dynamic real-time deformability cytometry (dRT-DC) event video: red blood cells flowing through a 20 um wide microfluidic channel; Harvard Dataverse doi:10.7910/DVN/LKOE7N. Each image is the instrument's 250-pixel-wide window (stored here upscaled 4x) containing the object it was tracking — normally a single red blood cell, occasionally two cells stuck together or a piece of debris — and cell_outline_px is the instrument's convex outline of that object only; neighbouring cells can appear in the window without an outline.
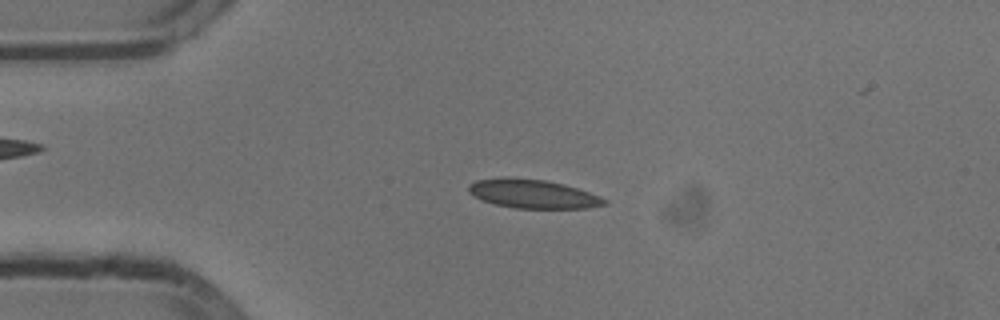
{"species": "common noctule bat (a hibernating species)", "species_latin": "Nyctalus noctula", "temperature_condition": "cold", "stored_images_in_passage": 52, "camera_frame_rate_fps": 3000, "um_per_image_px": 0.085, "animal": {"sex": "male", "body_mass_g": 13.3}, "frame": {"image": 1, "passage_image": 11, "time_ms": 3.333, "image_size_px": [1000, 320], "cell_outline_px": [[608, 204], [588, 208], [516, 208], [496, 204], [484, 200], [468, 192], [468, 184], [476, 180], [500, 176], [508, 176], [544, 180], [564, 184], [600, 196], [608, 200]], "centroid_in_image_um": [45.29, 16.46], "position_along_channel_um": 39.7, "area_um2": 22.89}}
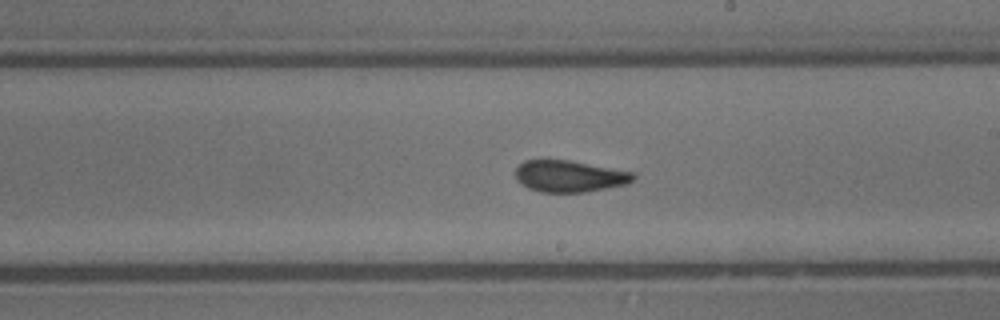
{"frame": {"image": 2, "passage_image": 29, "time_ms": 9.333, "image_size_px": [1000, 320], "cell_outline_px": [[636, 176], [628, 184], [584, 192], [540, 192], [528, 188], [516, 180], [516, 168], [524, 160], [568, 160], [636, 172]], "centroid_in_image_um": [48.42, 14.98], "position_along_channel_um": 240.6, "area_um2": 21.73}}
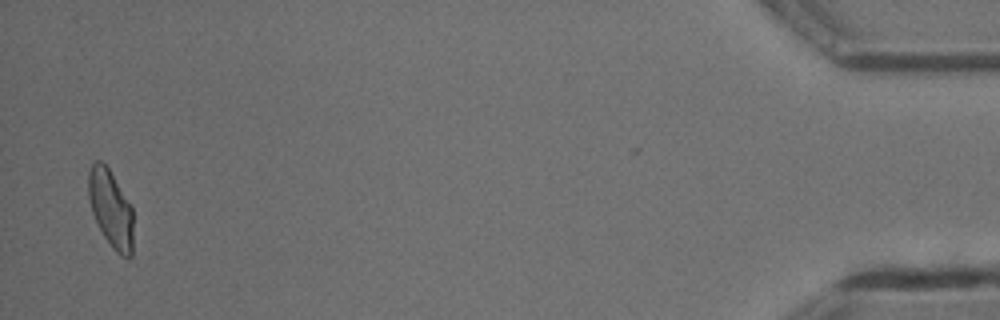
{"frame": {"image": 3, "passage_image": 51, "time_ms": 16.667, "image_size_px": [1000, 320], "cell_outline_px": [[132, 256], [128, 260], [120, 256], [112, 248], [104, 236], [92, 212], [88, 196], [88, 172], [92, 164], [96, 160], [100, 160], [108, 168], [132, 204]], "centroid_in_image_um": [9.43, 17.75], "position_along_channel_um": 425.8, "area_um2": 20.35}, "authors_computed_cell_mechanics": {"area_um2": 22.0218, "velocity_mm_per_s": 3.7942, "shape_relaxation_time_tau1_ms": 5.8243, "shape_relaxation_time_tau2_ms": 1.0473, "deformation_change_tau1": 0.1359, "deformation_change_tau2": 0.0613}}